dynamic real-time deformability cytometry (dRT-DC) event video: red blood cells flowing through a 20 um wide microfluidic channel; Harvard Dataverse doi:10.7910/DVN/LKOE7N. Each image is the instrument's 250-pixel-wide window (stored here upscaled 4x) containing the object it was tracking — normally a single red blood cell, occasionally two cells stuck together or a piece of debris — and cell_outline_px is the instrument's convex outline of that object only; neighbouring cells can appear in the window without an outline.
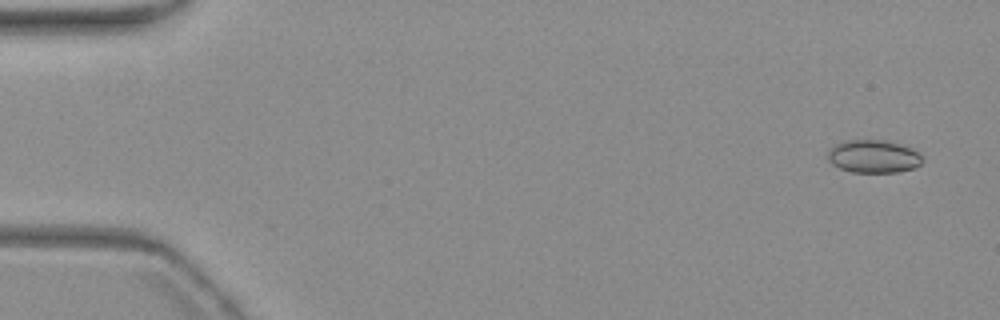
{"species": "common noctule bat (a hibernating species)", "species_latin": "Nyctalus noctula", "temperature_condition": "warm", "stored_images_in_passage": 6, "camera_frame_rate_fps": 3000, "um_per_image_px": 0.085, "animal": {"sex": "female", "body_mass_g": 19.3, "forearm_length_mm": 54.1}, "frame": {"image": 1, "passage_image": 1, "time_ms": 0.0, "image_size_px": [1000, 320], "cell_outline_px": [[924, 160], [916, 168], [896, 172], [852, 172], [840, 168], [832, 164], [828, 160], [828, 152], [836, 144], [844, 140], [884, 140], [900, 144], [912, 148]], "centroid_in_image_um": [74.25, 13.3], "position_along_channel_um": 10.8, "area_um2": 18.09}}
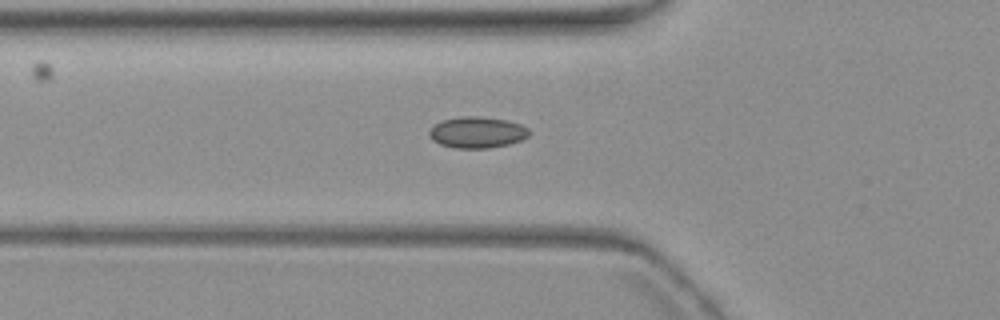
{"frame": {"image": 2, "passage_image": 6, "time_ms": 6.0, "image_size_px": [1000, 320], "cell_outline_px": [[528, 136], [520, 140], [508, 144], [488, 148], [456, 148], [440, 144], [432, 140], [428, 136], [428, 132], [440, 120], [460, 116], [480, 116], [508, 120], [520, 124], [528, 128]], "centroid_in_image_um": [40.53, 11.24], "position_along_channel_um": 85.3, "area_um2": 18.21}}